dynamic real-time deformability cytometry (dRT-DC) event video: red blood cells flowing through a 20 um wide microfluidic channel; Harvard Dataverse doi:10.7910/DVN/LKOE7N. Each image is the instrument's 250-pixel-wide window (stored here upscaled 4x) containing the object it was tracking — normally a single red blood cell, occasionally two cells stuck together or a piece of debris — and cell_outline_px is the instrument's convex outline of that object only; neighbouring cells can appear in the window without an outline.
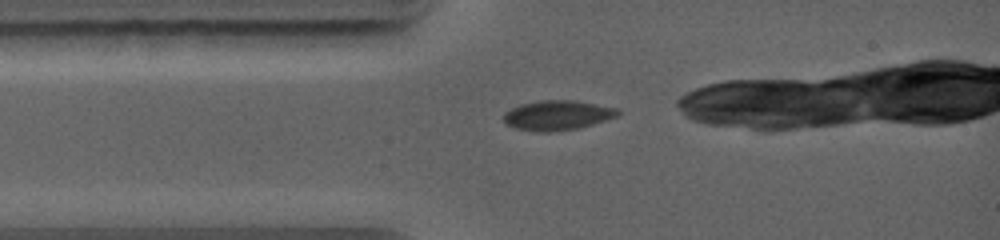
{"species": "common noctule bat (a hibernating species)", "species_latin": "Nyctalus noctula", "temperature_condition": "warm", "stored_images_in_passage": 6, "camera_frame_rate_fps": 5000, "um_per_image_px": 0.085, "animal": {"sex": "female", "body_mass_g": 19.0, "forearm_length_mm": 56.7}, "frame": {"image": 1, "passage_image": 1, "time_ms": 0.0, "image_size_px": [1000, 240], "cell_outline_px": [[620, 116], [580, 128], [548, 132], [536, 132], [512, 128], [504, 124], [504, 112], [520, 104], [540, 100], [576, 100], [616, 108], [620, 112]], "centroid_in_image_um": [47.36, 9.81], "position_along_channel_um": 37.6, "area_um2": 20.11}}
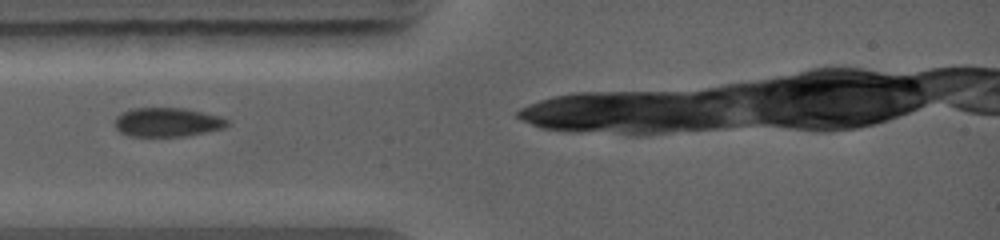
{"frame": {"image": 2, "passage_image": 2, "time_ms": 0.8, "image_size_px": [1000, 240], "cell_outline_px": [[232, 124], [224, 128], [188, 136], [128, 136], [120, 132], [116, 128], [116, 116], [132, 108], [184, 108], [220, 116], [228, 120]], "centroid_in_image_um": [14.26, 10.39], "position_along_channel_um": 70.7, "area_um2": 19.07}}